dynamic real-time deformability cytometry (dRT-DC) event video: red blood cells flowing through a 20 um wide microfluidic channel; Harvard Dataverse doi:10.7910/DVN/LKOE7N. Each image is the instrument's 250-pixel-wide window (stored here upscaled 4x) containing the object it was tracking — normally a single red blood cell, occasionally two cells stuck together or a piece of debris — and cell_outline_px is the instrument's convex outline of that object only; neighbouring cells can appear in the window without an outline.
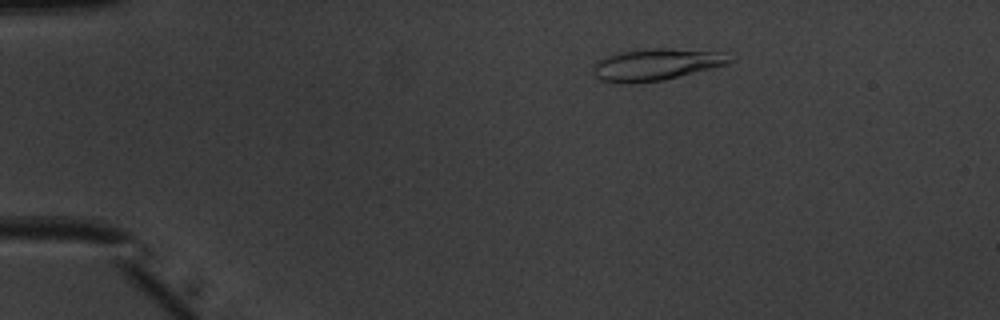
{"species": "common noctule bat (a hibernating species)", "species_latin": "Nyctalus noctula", "temperature_condition": "warm", "stored_images_in_passage": 45, "camera_frame_rate_fps": 3000, "um_per_image_px": 0.085, "animal": {"sex": "male", "body_mass_g": 20.1, "forearm_length_mm": 53.5}, "frame": {"image": 1, "passage_image": 3, "time_ms": 0.667, "image_size_px": [1000, 320], "cell_outline_px": [[732, 60], [728, 64], [664, 80], [628, 84], [600, 80], [596, 76], [592, 64], [596, 60], [620, 52], [648, 48], [664, 48], [728, 52]], "centroid_in_image_um": [55.79, 5.48], "position_along_channel_um": 29.2, "area_um2": 25.37}}
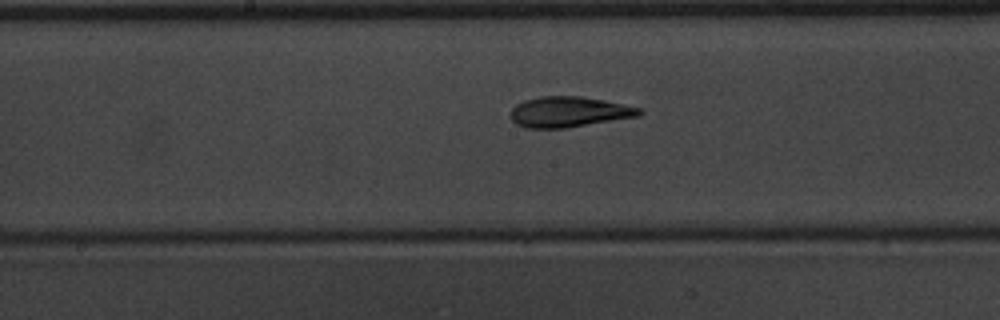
{"frame": {"image": 2, "passage_image": 21, "time_ms": 6.667, "image_size_px": [1000, 320], "cell_outline_px": [[644, 112], [640, 116], [568, 128], [524, 128], [516, 124], [508, 116], [512, 108], [516, 104], [524, 100], [540, 96], [580, 96], [604, 100], [640, 108]], "centroid_in_image_um": [48.33, 9.52], "position_along_channel_um": 199.9, "area_um2": 23.18}}
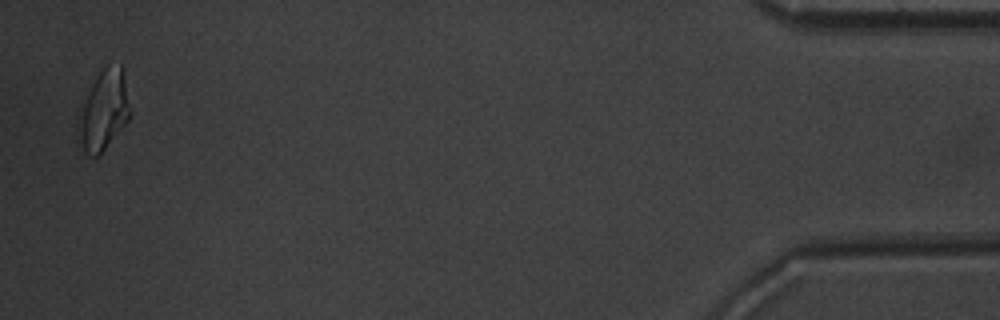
{"frame": {"image": 3, "passage_image": 44, "time_ms": 14.333, "image_size_px": [1000, 320], "cell_outline_px": [[132, 112], [128, 120], [104, 148], [96, 156], [80, 156], [76, 148], [76, 116], [80, 104], [92, 84], [100, 72], [108, 64], [120, 64], [124, 68]], "centroid_in_image_um": [8.74, 9.44], "position_along_channel_um": 426.5, "area_um2": 25.37}, "authors_computed_cell_mechanics": {"area_um2": 22.6576, "velocity_mm_per_s": 3.999, "shape_relaxation_time_tau1_ms": 4.7574, "shape_relaxation_time_tau2_ms": 2.1568, "deformation_change_tau1": 0.2005, "deformation_change_tau2": 0.0868}}